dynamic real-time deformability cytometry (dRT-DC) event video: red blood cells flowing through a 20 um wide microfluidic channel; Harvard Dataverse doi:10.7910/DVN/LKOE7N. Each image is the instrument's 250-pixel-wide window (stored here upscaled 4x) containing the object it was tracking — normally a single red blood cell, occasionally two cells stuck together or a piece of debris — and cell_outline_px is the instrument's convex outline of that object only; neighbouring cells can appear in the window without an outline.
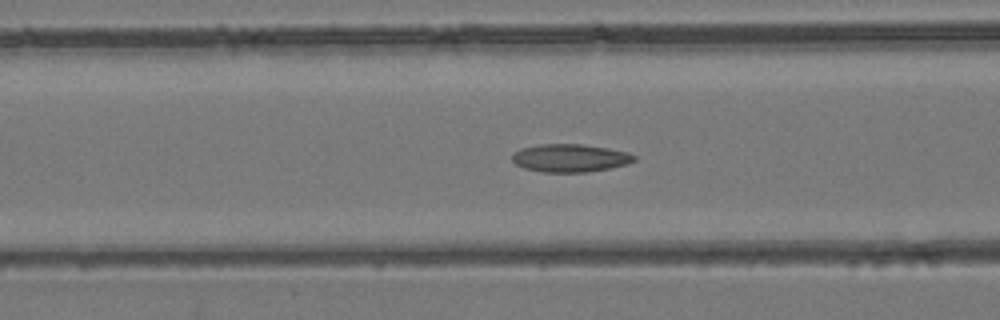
{"species": "common noctule bat (a hibernating species)", "species_latin": "Nyctalus noctula", "temperature_condition": "room temperature", "stored_images_in_passage": 41, "camera_frame_rate_fps": 3000, "um_per_image_px": 0.085, "animal": {"sex": "female", "body_mass_g": 24.6, "forearm_length_mm": 56.2}, "frame": {"image": 1, "passage_image": 17, "time_ms": 5.333, "image_size_px": [1000, 320], "cell_outline_px": [[636, 160], [628, 164], [612, 168], [588, 172], [540, 172], [524, 168], [516, 164], [512, 160], [512, 152], [520, 148], [540, 144], [580, 144], [608, 148], [628, 152], [636, 156]], "centroid_in_image_um": [48.46, 13.43], "position_along_channel_um": 118.1, "area_um2": 20.11}}
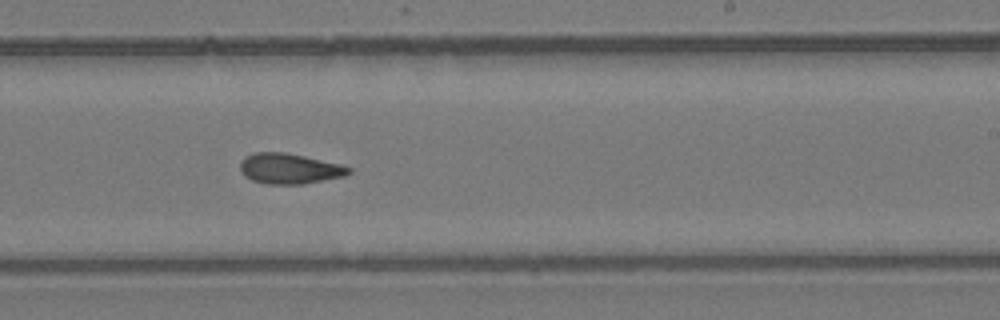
{"frame": {"image": 2, "passage_image": 27, "time_ms": 8.667, "image_size_px": [1000, 320], "cell_outline_px": [[352, 172], [344, 176], [304, 184], [268, 184], [252, 180], [244, 176], [240, 172], [240, 160], [244, 156], [256, 152], [284, 152], [304, 156], [340, 164], [352, 168]], "centroid_in_image_um": [24.58, 14.33], "position_along_channel_um": 264.4, "area_um2": 19.36}}
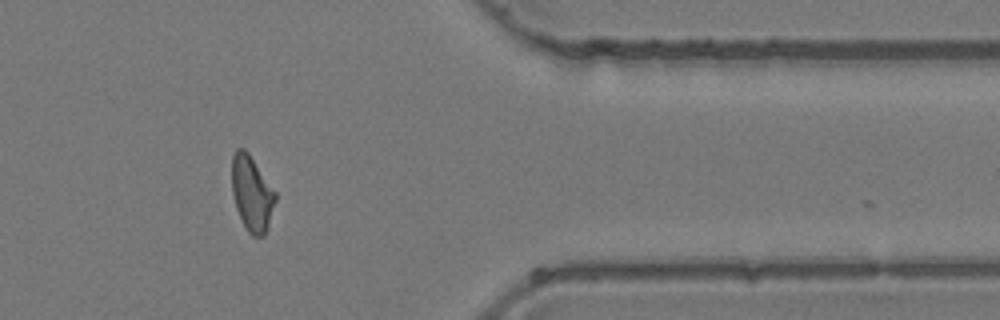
{"frame": {"image": 3, "passage_image": 37, "time_ms": 12.0, "image_size_px": [1000, 320], "cell_outline_px": [[276, 200], [264, 236], [252, 236], [248, 232], [236, 208], [232, 192], [232, 156], [236, 148], [244, 148], [248, 152], [276, 192]], "centroid_in_image_um": [21.4, 16.42], "position_along_channel_um": 390.0, "area_um2": 18.9}}